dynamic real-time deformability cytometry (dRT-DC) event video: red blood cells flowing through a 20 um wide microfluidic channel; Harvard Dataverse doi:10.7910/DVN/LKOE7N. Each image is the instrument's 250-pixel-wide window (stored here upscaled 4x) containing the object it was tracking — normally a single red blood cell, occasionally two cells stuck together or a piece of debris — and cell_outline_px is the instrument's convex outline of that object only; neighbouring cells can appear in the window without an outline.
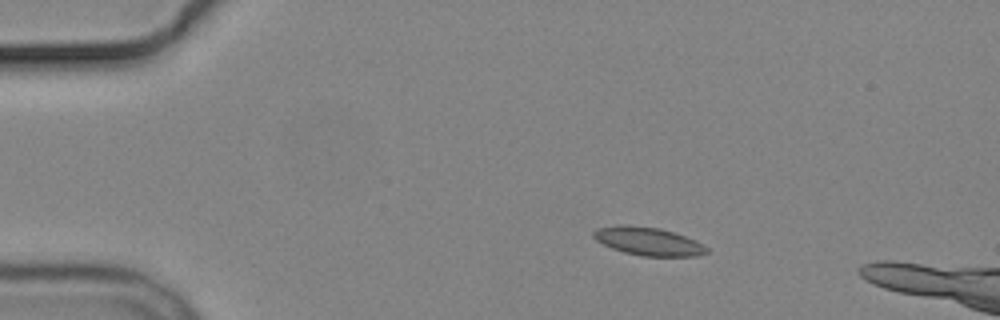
{"species": "common noctule bat (a hibernating species)", "species_latin": "Nyctalus noctula", "temperature_condition": "cold", "stored_images_in_passage": 4, "camera_frame_rate_fps": 3000, "um_per_image_px": 0.085, "animal": {"sex": "male", "body_mass_g": 19.2, "forearm_length_mm": 51.8}, "frame": {"image": 1, "passage_image": 2, "time_ms": 2.0, "image_size_px": [1000, 320], "cell_outline_px": [[708, 252], [696, 256], [640, 256], [624, 252], [612, 248], [596, 240], [592, 236], [592, 232], [596, 228], [616, 224], [628, 224], [660, 228], [696, 240], [704, 244], [708, 248]], "centroid_in_image_um": [55.07, 20.49], "position_along_channel_um": 29.9, "area_um2": 18.79}}